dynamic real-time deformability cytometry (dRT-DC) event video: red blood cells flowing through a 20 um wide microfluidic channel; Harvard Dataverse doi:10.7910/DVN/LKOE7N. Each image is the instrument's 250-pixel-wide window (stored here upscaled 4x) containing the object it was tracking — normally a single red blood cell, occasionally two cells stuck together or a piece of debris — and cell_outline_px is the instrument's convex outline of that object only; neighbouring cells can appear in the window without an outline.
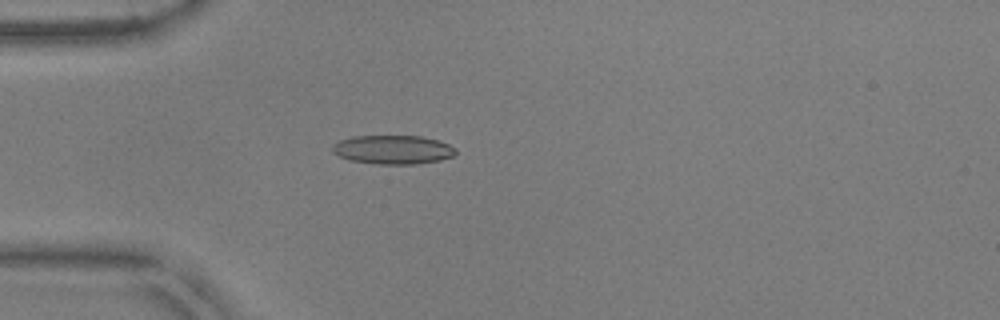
{"species": "common noctule bat (a hibernating species)", "species_latin": "Nyctalus noctula", "temperature_condition": "warm", "stored_images_in_passage": 49, "camera_frame_rate_fps": 3000, "um_per_image_px": 0.085, "animal": {"sex": "male", "body_mass_g": 17.9, "forearm_length_mm": 54.2}, "frame": {"image": 1, "passage_image": 11, "time_ms": 3.333, "image_size_px": [1000, 320], "cell_outline_px": [[456, 152], [452, 156], [440, 160], [416, 164], [372, 164], [348, 160], [332, 152], [332, 144], [340, 140], [352, 136], [420, 136], [436, 140], [448, 144], [456, 148]], "centroid_in_image_um": [33.36, 12.72], "position_along_channel_um": 51.6, "area_um2": 20.81}}
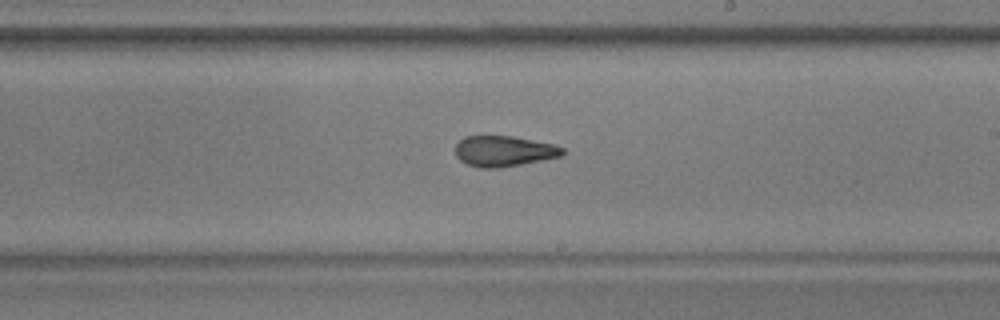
{"frame": {"image": 2, "passage_image": 27, "time_ms": 8.667, "image_size_px": [1000, 320], "cell_outline_px": [[564, 152], [560, 156], [520, 164], [496, 168], [480, 168], [468, 164], [460, 160], [456, 156], [456, 144], [464, 136], [512, 136], [552, 144], [564, 148]], "centroid_in_image_um": [42.79, 12.84], "position_along_channel_um": 246.2, "area_um2": 18.84}}
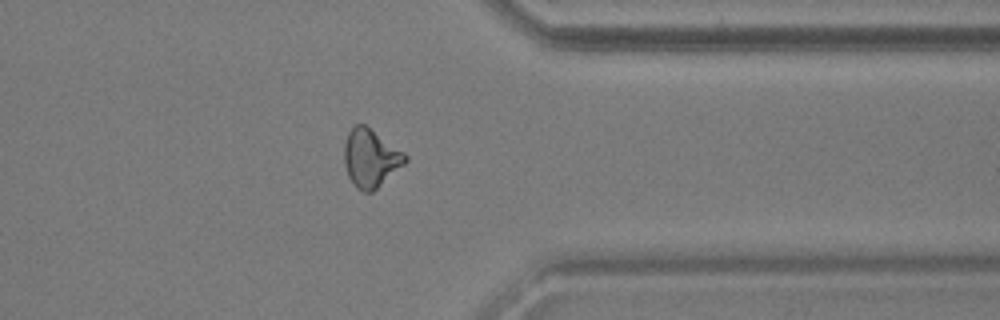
{"frame": {"image": 3, "passage_image": 38, "time_ms": 12.333, "image_size_px": [1000, 320], "cell_outline_px": [[408, 160], [404, 164], [372, 192], [364, 192], [356, 188], [348, 176], [344, 164], [344, 144], [348, 132], [356, 124], [364, 124], [404, 152], [408, 156]], "centroid_in_image_um": [31.49, 13.44], "position_along_channel_um": 379.9, "area_um2": 20.46}, "authors_computed_cell_mechanics": {"area_um2": 19.8254, "velocity_mm_per_s": 3.8341, "shape_relaxation_time_tau1_ms": null, "shape_relaxation_time_tau2_ms": 2.4864, "deformation_change_tau1": null, "deformation_change_tau2": 0.0983}}